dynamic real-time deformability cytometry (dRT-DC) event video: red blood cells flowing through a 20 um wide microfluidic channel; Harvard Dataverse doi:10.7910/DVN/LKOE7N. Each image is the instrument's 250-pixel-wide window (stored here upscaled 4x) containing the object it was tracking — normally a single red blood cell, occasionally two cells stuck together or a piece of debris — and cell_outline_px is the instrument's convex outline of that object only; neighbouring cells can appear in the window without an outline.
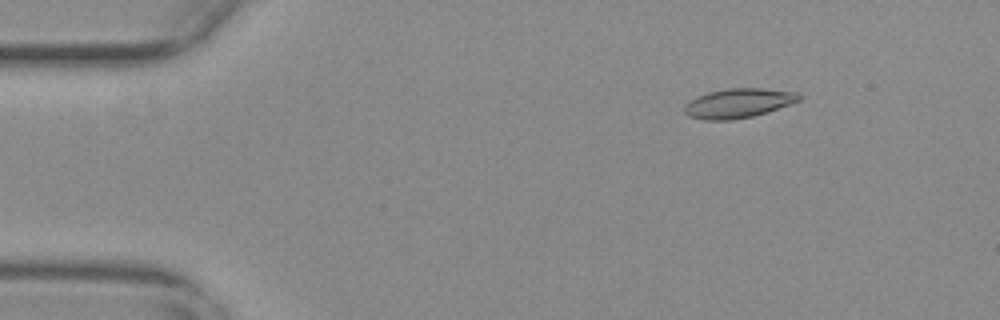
{"species": "common noctule bat (a hibernating species)", "species_latin": "Nyctalus noctula", "temperature_condition": "warm", "stored_images_in_passage": 48, "camera_frame_rate_fps": 3000, "um_per_image_px": 0.085, "animal": {"sex": "female", "body_mass_g": 29.2, "forearm_length_mm": 56.3}, "frame": {"image": 1, "passage_image": 7, "time_ms": 2.0, "image_size_px": [1000, 320], "cell_outline_px": [[800, 100], [768, 112], [752, 116], [732, 120], [704, 120], [688, 116], [684, 112], [684, 104], [696, 96], [708, 92], [728, 88], [764, 88], [796, 92], [800, 96]], "centroid_in_image_um": [62.71, 8.77], "position_along_channel_um": 22.3, "area_um2": 19.71}}
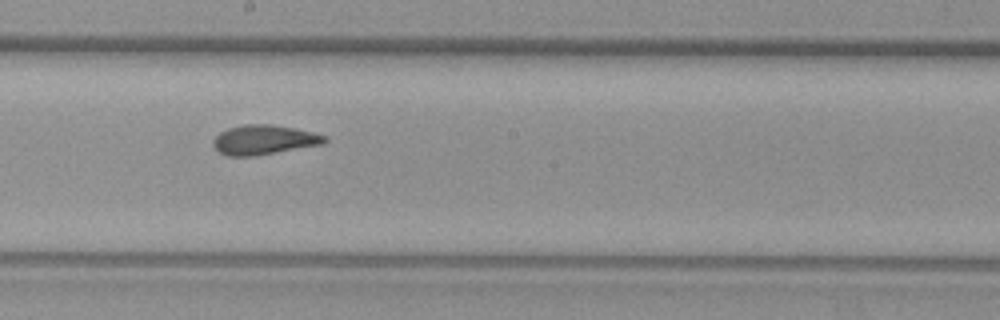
{"frame": {"image": 2, "passage_image": 30, "time_ms": 9.667, "image_size_px": [1000, 320], "cell_outline_px": [[328, 140], [324, 144], [252, 156], [228, 156], [216, 152], [212, 144], [212, 140], [220, 132], [228, 128], [244, 124], [272, 124], [296, 128], [328, 136]], "centroid_in_image_um": [22.42, 11.88], "position_along_channel_um": 225.8, "area_um2": 19.42}}
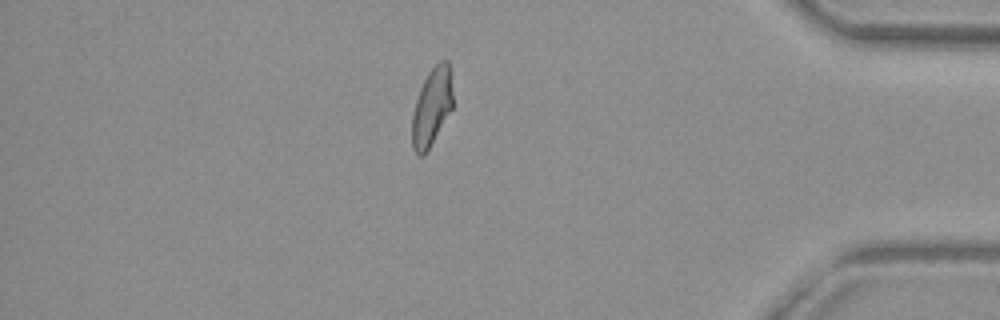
{"frame": {"image": 3, "passage_image": 47, "time_ms": 15.333, "image_size_px": [1000, 320], "cell_outline_px": [[452, 108], [424, 156], [416, 156], [412, 148], [412, 112], [420, 88], [428, 72], [440, 60], [448, 60], [452, 92]], "centroid_in_image_um": [36.67, 9.12], "position_along_channel_um": 398.5, "area_um2": 18.32}, "authors_computed_cell_mechanics": {"area_um2": 19.074, "velocity_mm_per_s": 3.7337, "shape_relaxation_time_tau1_ms": null, "shape_relaxation_time_tau2_ms": 1.8779, "deformation_change_tau1": null, "deformation_change_tau2": 0.0855}}